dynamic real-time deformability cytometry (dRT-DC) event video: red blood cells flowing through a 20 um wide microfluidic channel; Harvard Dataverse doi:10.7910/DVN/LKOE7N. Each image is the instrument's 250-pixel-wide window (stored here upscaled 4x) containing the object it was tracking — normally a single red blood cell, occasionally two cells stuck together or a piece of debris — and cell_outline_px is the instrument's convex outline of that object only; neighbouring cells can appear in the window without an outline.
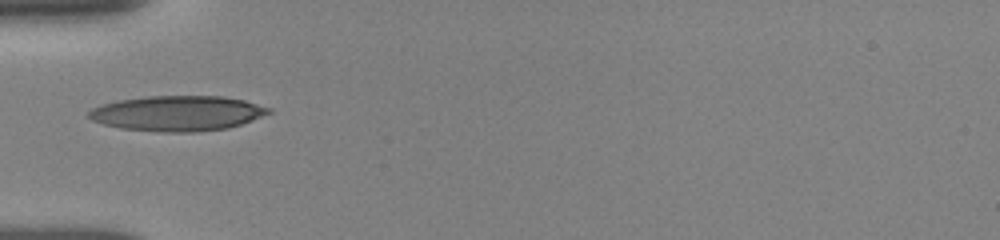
{"species": "human", "species_latin": "Homo sapiens", "temperature_condition": "room temperature", "stored_images_in_passage": 7, "camera_frame_rate_fps": 3000, "um_per_image_px": 0.085, "donor": {"sex": "female"}, "frame": {"image": 1, "passage_image": 1, "time_ms": 0.0, "image_size_px": [1000, 240], "cell_outline_px": [[272, 112], [252, 120], [228, 128], [192, 132], [160, 132], [120, 128], [104, 124], [92, 120], [88, 116], [88, 112], [92, 108], [100, 104], [116, 100], [148, 96], [224, 96], [244, 100], [272, 108]], "centroid_in_image_um": [15.07, 9.62], "position_along_channel_um": 69.9, "area_um2": 37.05}}
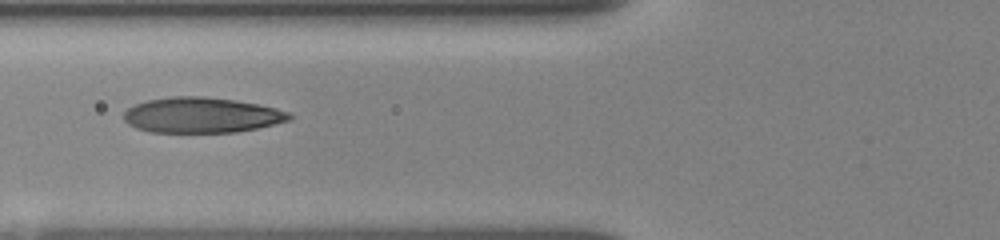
{"frame": {"image": 2, "passage_image": 6, "time_ms": 1.0, "image_size_px": [1000, 240], "cell_outline_px": [[292, 116], [288, 120], [256, 128], [236, 132], [152, 132], [136, 128], [128, 124], [124, 120], [124, 112], [128, 108], [136, 104], [148, 100], [172, 96], [204, 96], [236, 100], [276, 108], [288, 112]], "centroid_in_image_um": [17.1, 9.78], "position_along_channel_um": 108.7, "area_um2": 33.93}}